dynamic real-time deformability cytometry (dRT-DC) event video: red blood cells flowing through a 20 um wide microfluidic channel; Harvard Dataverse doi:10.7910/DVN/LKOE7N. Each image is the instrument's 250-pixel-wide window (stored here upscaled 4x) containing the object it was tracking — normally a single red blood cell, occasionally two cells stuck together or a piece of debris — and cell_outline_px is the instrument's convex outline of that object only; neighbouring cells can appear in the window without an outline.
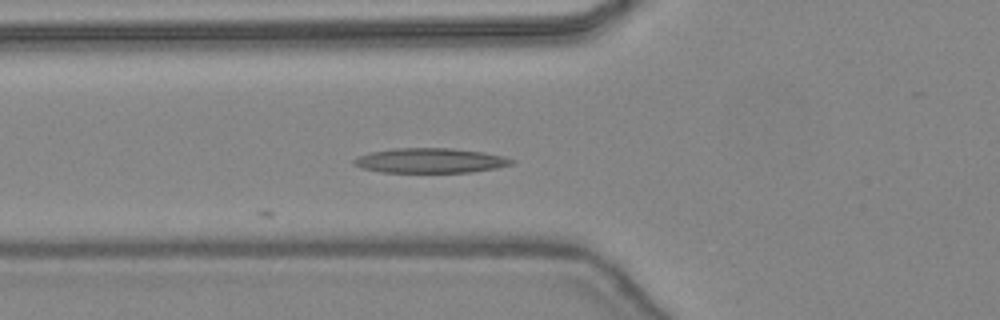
{"species": "common noctule bat (a hibernating species)", "species_latin": "Nyctalus noctula", "temperature_condition": "warm", "stored_images_in_passage": 3, "camera_frame_rate_fps": 3000, "um_per_image_px": 0.085, "animal": {"sex": "female", "body_mass_g": 24.6, "forearm_length_mm": 56.2}, "frame": {"image": 1, "passage_image": 3, "time_ms": 0.667, "image_size_px": [1000, 320], "cell_outline_px": [[516, 160], [512, 164], [496, 168], [472, 172], [380, 172], [364, 168], [352, 164], [352, 160], [368, 152], [396, 148], [452, 148], [484, 152], [504, 156]], "centroid_in_image_um": [36.59, 13.64], "position_along_channel_um": 89.2, "area_um2": 22.83}}